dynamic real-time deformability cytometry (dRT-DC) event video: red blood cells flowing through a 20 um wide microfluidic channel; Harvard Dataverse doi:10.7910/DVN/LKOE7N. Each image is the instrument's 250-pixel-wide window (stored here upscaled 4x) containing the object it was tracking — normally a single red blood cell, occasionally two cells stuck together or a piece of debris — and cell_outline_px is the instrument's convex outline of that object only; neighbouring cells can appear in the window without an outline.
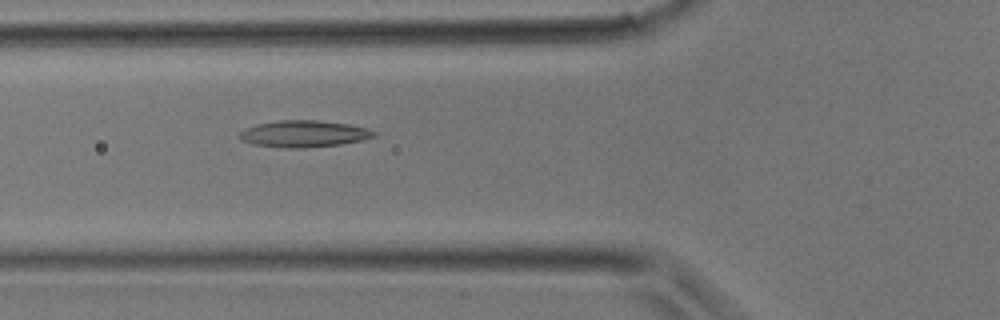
{"species": "common noctule bat (a hibernating species)", "species_latin": "Nyctalus noctula", "temperature_condition": "room temperature", "stored_images_in_passage": 28, "camera_frame_rate_fps": 3000, "um_per_image_px": 0.085, "animal": {"sex": "male", "body_mass_g": 17.9}, "frame": {"image": 1, "passage_image": 6, "time_ms": 1.667, "image_size_px": [1000, 320], "cell_outline_px": [[376, 136], [360, 140], [340, 144], [308, 148], [288, 148], [252, 144], [240, 140], [240, 132], [244, 128], [256, 124], [280, 120], [320, 120], [348, 124], [368, 128], [376, 132]], "centroid_in_image_um": [25.81, 11.37], "position_along_channel_um": 100.0, "area_um2": 20.98}}
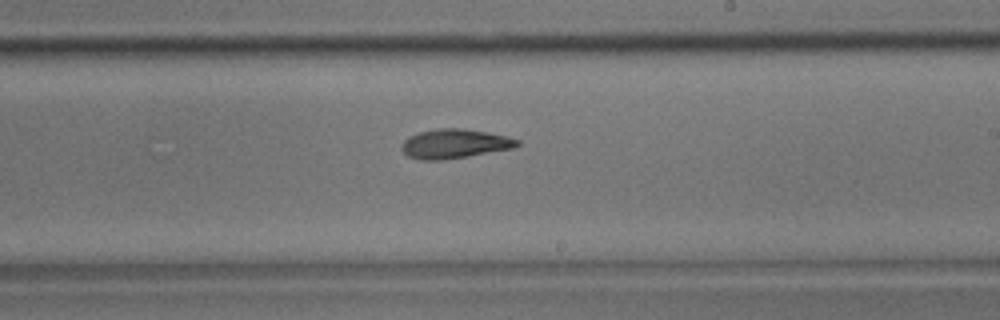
{"frame": {"image": 2, "passage_image": 14, "time_ms": 4.333, "image_size_px": [1000, 320], "cell_outline_px": [[520, 144], [512, 148], [468, 156], [444, 160], [420, 160], [408, 156], [400, 148], [404, 140], [408, 136], [420, 132], [436, 128], [464, 128], [488, 132], [508, 136], [520, 140]], "centroid_in_image_um": [38.63, 12.21], "position_along_channel_um": 250.4, "area_um2": 19.83}}
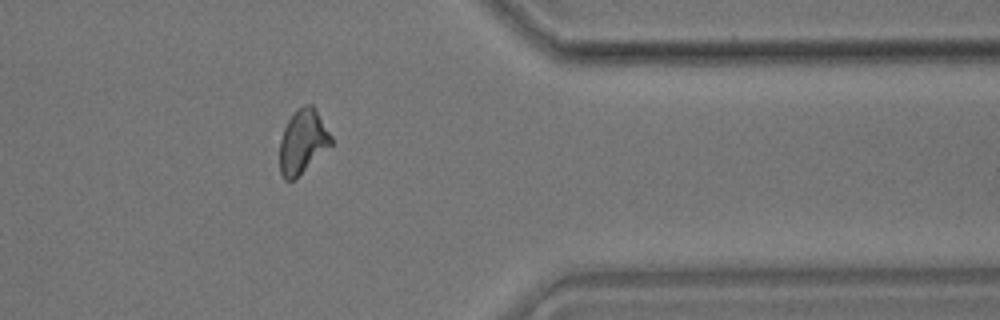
{"frame": {"image": 3, "passage_image": 22, "time_ms": 7.0, "image_size_px": [1000, 320], "cell_outline_px": [[332, 144], [296, 180], [284, 180], [280, 172], [280, 140], [284, 128], [292, 112], [296, 108], [304, 104], [312, 104], [316, 108], [332, 136]], "centroid_in_image_um": [25.73, 12.03], "position_along_channel_um": 385.7, "area_um2": 19.54}}